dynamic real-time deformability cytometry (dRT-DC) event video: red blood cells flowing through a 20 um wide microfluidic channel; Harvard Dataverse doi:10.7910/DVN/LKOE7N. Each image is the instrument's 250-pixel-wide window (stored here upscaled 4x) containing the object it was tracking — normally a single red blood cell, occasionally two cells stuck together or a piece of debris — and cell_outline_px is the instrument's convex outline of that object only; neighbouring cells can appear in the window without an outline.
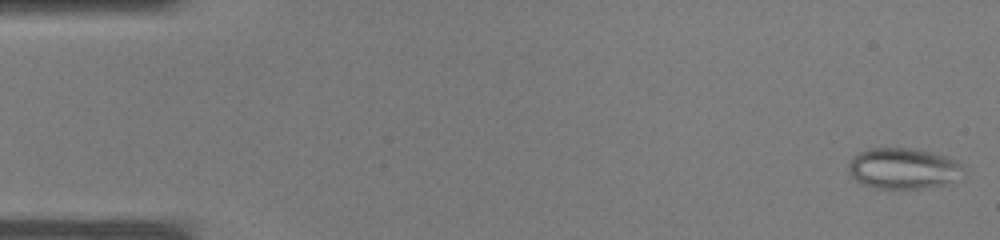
{"species": "common noctule bat (a hibernating species)", "species_latin": "Nyctalus noctula", "temperature_condition": "warm", "stored_images_in_passage": 37, "camera_frame_rate_fps": 3000, "um_per_image_px": 0.085, "animal": {"sex": "male", "body_mass_g": 19.0, "forearm_length_mm": 50.8}, "frame": {"image": 1, "passage_image": 1, "time_ms": 0.0, "image_size_px": [1000, 240], "cell_outline_px": [[964, 172], [944, 184], [920, 188], [876, 188], [864, 184], [856, 180], [848, 172], [848, 164], [852, 156], [860, 152], [872, 148], [916, 148], [932, 152], [956, 160], [964, 168]], "centroid_in_image_um": [76.73, 14.3], "position_along_channel_um": 8.3, "area_um2": 27.11}}
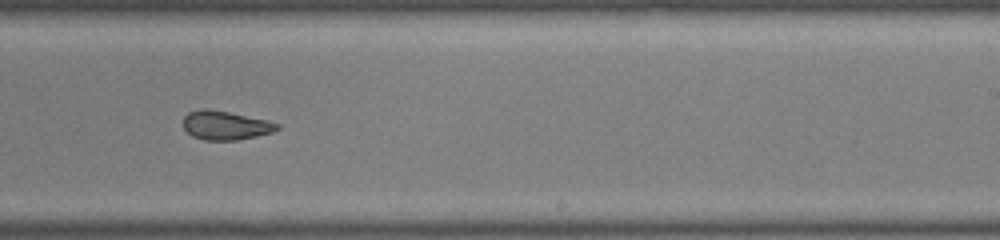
{"frame": {"image": 2, "passage_image": 23, "time_ms": 7.333, "image_size_px": [1000, 240], "cell_outline_px": [[280, 128], [272, 132], [256, 136], [236, 140], [204, 140], [192, 136], [184, 128], [184, 116], [188, 112], [200, 108], [204, 108], [228, 112], [268, 120], [280, 124]], "centroid_in_image_um": [19.16, 10.65], "position_along_channel_um": 269.8, "area_um2": 15.78}}
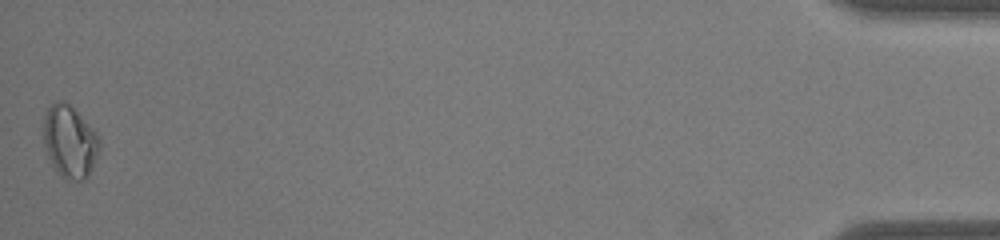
{"frame": {"image": 3, "passage_image": 37, "time_ms": 12.0, "image_size_px": [1000, 240], "cell_outline_px": [[100, 148], [88, 176], [84, 180], [64, 180], [52, 164], [48, 156], [44, 144], [44, 116], [48, 108], [56, 100], [64, 100], [72, 104], [100, 136]], "centroid_in_image_um": [5.95, 12.0], "position_along_channel_um": 429.3, "area_um2": 23.87}}